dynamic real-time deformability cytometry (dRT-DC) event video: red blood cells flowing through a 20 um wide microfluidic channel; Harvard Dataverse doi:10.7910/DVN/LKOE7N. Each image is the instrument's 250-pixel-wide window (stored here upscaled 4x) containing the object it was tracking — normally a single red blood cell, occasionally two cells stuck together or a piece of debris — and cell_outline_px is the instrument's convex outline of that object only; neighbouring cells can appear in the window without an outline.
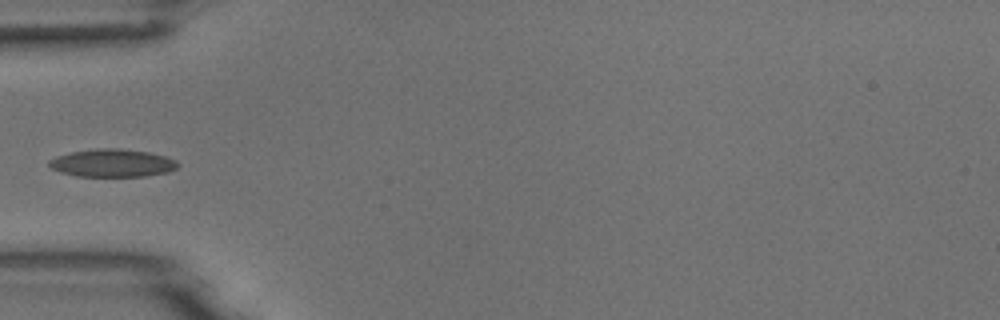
{"species": "common noctule bat (a hibernating species)", "species_latin": "Nyctalus noctula", "temperature_condition": "room temperature", "stored_images_in_passage": 7, "camera_frame_rate_fps": 3000, "um_per_image_px": 0.085, "animal": {"sex": "male", "body_mass_g": 18.8}, "frame": {"image": 1, "passage_image": 6, "time_ms": 5.667, "image_size_px": [1000, 320], "cell_outline_px": [[180, 164], [176, 168], [168, 172], [144, 176], [76, 176], [60, 172], [52, 168], [48, 164], [48, 160], [56, 156], [72, 152], [96, 148], [120, 148], [148, 152], [164, 156], [176, 160]], "centroid_in_image_um": [9.54, 13.85], "position_along_channel_um": 75.5, "area_um2": 20.87}}